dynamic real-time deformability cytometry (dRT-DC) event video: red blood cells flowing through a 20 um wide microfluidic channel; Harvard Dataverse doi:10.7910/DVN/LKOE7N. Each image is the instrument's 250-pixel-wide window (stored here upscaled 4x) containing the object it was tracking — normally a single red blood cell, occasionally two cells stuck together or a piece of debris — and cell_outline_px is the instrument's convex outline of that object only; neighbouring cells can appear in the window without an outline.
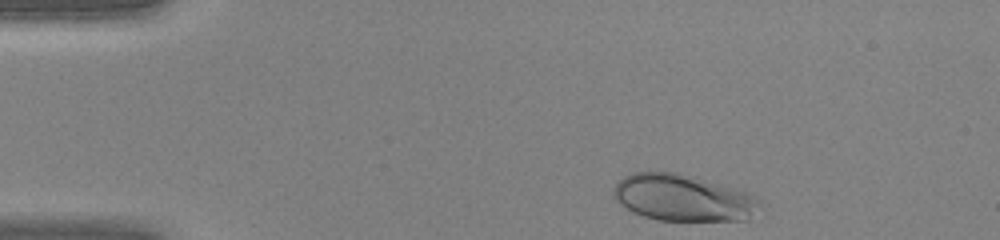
{"species": "human", "species_latin": "Homo sapiens", "temperature_condition": "warm", "stored_images_in_passage": 38, "camera_frame_rate_fps": 3000, "um_per_image_px": 0.085, "donor": {"sex": "female"}, "frame": {"image": 1, "passage_image": 1, "time_ms": 0.0, "image_size_px": [1000, 240], "cell_outline_px": [[760, 200], [748, 220], [656, 220], [632, 212], [620, 204], [612, 196], [612, 192], [616, 184], [624, 176], [632, 172], [680, 172], [732, 188], [744, 192]], "centroid_in_image_um": [57.95, 16.81], "position_along_channel_um": 27.0, "area_um2": 39.19}}
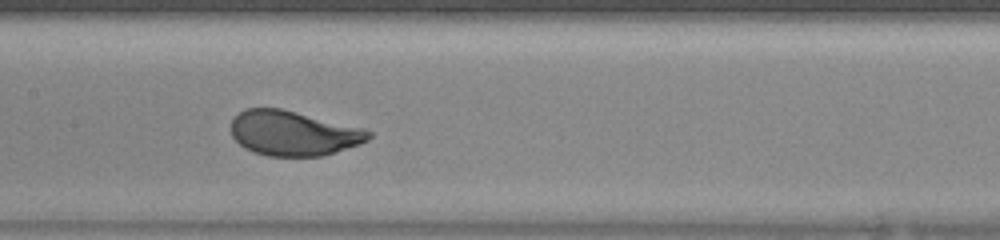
{"frame": {"image": 2, "passage_image": 16, "time_ms": 5.0, "image_size_px": [1000, 240], "cell_outline_px": [[372, 136], [368, 140], [360, 144], [324, 156], [268, 156], [252, 152], [244, 148], [232, 136], [232, 120], [244, 108], [280, 108], [364, 128], [372, 132]], "centroid_in_image_um": [24.95, 11.33], "position_along_channel_um": 182.5, "area_um2": 36.01}}
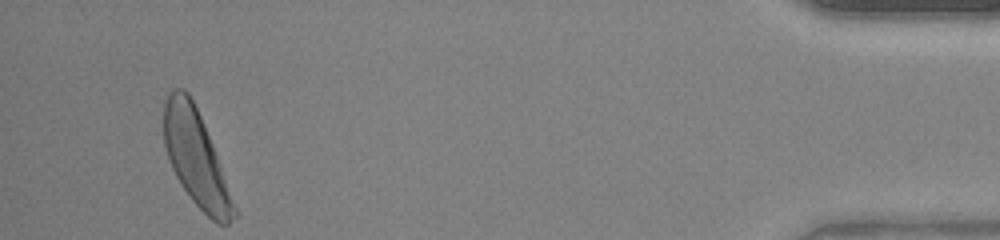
{"frame": {"image": 3, "passage_image": 36, "time_ms": 11.667, "image_size_px": [1000, 240], "cell_outline_px": [[236, 216], [228, 224], [216, 224], [192, 200], [176, 176], [172, 168], [164, 144], [164, 100], [168, 92], [172, 88], [184, 88], [188, 92], [200, 116], [212, 144], [236, 208]], "centroid_in_image_um": [16.63, 13.41], "position_along_channel_um": 418.6, "area_um2": 38.21}}